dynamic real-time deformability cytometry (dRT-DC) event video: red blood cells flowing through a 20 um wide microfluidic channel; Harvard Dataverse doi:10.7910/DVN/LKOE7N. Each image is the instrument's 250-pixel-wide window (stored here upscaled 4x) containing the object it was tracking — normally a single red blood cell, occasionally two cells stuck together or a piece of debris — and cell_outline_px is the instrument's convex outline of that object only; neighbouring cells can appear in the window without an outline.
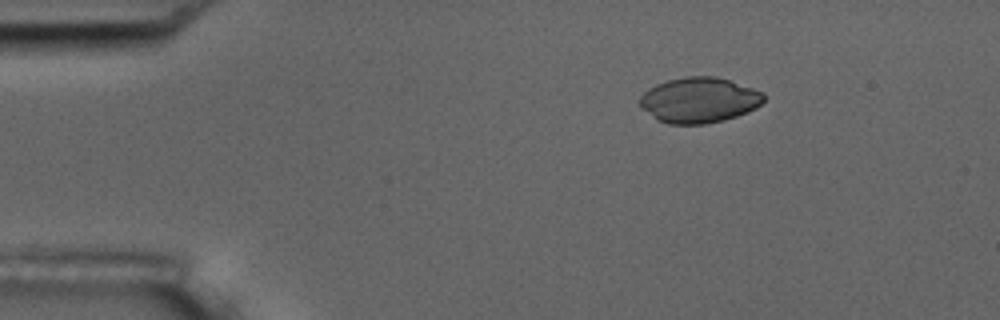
{"species": "common noctule bat (a hibernating species)", "species_latin": "Nyctalus noctula", "temperature_condition": "room temperature", "stored_images_in_passage": 3, "camera_frame_rate_fps": 3000, "um_per_image_px": 0.085, "animal": {"sex": "male", "body_mass_g": 17.5, "forearm_length_mm": 52.3}, "frame": {"image": 1, "passage_image": 1, "time_ms": 0.0, "image_size_px": [1000, 320], "cell_outline_px": [[764, 100], [756, 108], [748, 112], [724, 120], [704, 124], [668, 124], [656, 120], [640, 108], [640, 96], [648, 88], [656, 84], [668, 80], [684, 76], [716, 76], [764, 92]], "centroid_in_image_um": [59.39, 8.51], "position_along_channel_um": 25.6, "area_um2": 33.0}}